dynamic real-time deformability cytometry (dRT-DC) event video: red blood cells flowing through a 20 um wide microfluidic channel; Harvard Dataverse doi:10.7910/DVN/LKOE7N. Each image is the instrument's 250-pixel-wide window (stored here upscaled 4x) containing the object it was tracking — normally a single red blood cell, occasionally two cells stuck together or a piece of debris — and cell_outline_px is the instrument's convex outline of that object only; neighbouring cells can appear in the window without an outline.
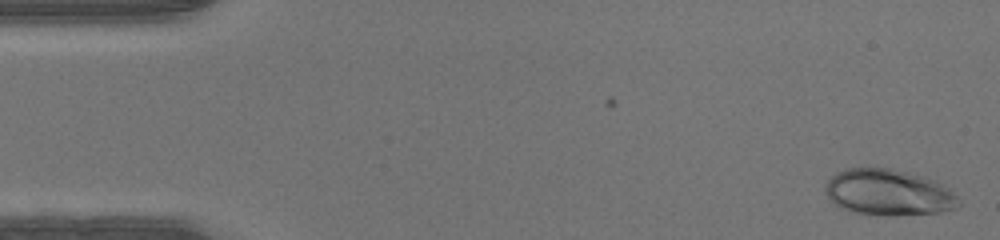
{"species": "human", "species_latin": "Homo sapiens", "temperature_condition": "warm", "stored_images_in_passage": 46, "camera_frame_rate_fps": 3000, "um_per_image_px": 0.085, "donor": {"sex": "male"}, "frame": {"image": 1, "passage_image": 1, "time_ms": 0.0, "image_size_px": [1000, 240], "cell_outline_px": [[960, 204], [956, 208], [940, 212], [856, 212], [840, 208], [824, 192], [824, 184], [836, 172], [848, 168], [892, 168], [924, 176], [936, 180], [944, 184], [960, 200]], "centroid_in_image_um": [75.51, 16.28], "position_along_channel_um": 9.5, "area_um2": 34.8}}
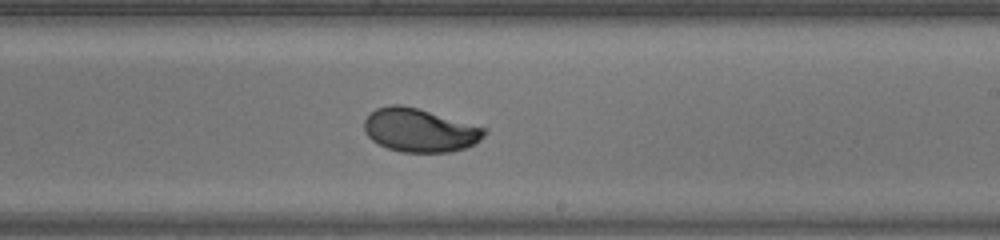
{"frame": {"image": 2, "passage_image": 27, "time_ms": 8.667, "image_size_px": [1000, 240], "cell_outline_px": [[488, 132], [476, 144], [452, 152], [400, 152], [388, 148], [372, 140], [364, 132], [364, 120], [376, 108], [388, 104], [400, 104], [416, 108], [484, 128]], "centroid_in_image_um": [35.65, 11.08], "position_along_channel_um": 253.4, "area_um2": 30.17}}
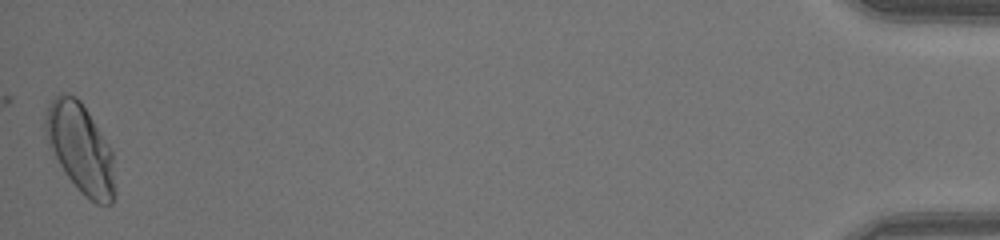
{"frame": {"image": 3, "passage_image": 46, "time_ms": 15.0, "image_size_px": [1000, 240], "cell_outline_px": [[112, 204], [96, 204], [84, 196], [80, 192], [64, 172], [48, 144], [44, 128], [44, 120], [48, 108], [52, 100], [60, 92], [76, 96], [80, 100], [88, 112], [112, 152]], "centroid_in_image_um": [6.78, 12.57], "position_along_channel_um": 428.4, "area_um2": 35.2}}